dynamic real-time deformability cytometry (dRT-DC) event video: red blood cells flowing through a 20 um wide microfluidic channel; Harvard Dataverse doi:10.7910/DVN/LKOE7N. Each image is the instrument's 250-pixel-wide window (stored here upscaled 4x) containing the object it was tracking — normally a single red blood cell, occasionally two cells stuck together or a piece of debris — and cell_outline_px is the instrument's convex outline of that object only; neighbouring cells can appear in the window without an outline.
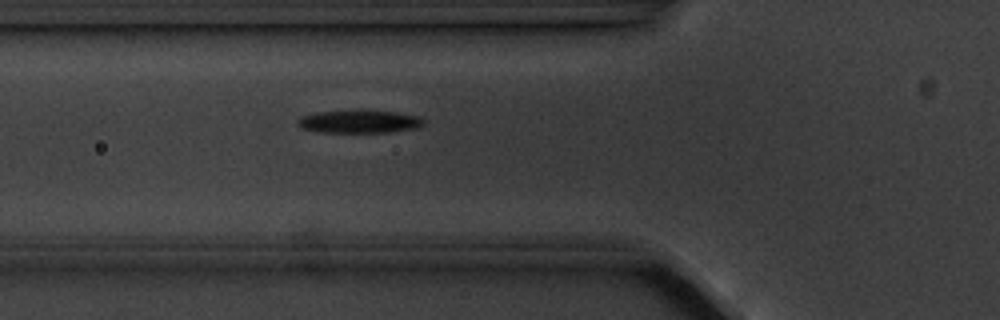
{"species": "common noctule bat (a hibernating species)", "species_latin": "Nyctalus noctula", "temperature_condition": "cold", "stored_images_in_passage": 4, "camera_frame_rate_fps": 3000, "um_per_image_px": 0.085, "animal": {"sex": "male", "body_mass_g": 20.1, "forearm_length_mm": 53.5}, "frame": {"image": 1, "passage_image": 4, "time_ms": 3.333, "image_size_px": [1000, 320], "cell_outline_px": [[424, 124], [420, 128], [388, 132], [320, 132], [304, 128], [296, 124], [296, 120], [300, 116], [316, 112], [352, 108], [364, 108], [396, 112], [420, 116], [424, 120]], "centroid_in_image_um": [30.55, 10.29], "position_along_channel_um": 95.3, "area_um2": 17.69}}